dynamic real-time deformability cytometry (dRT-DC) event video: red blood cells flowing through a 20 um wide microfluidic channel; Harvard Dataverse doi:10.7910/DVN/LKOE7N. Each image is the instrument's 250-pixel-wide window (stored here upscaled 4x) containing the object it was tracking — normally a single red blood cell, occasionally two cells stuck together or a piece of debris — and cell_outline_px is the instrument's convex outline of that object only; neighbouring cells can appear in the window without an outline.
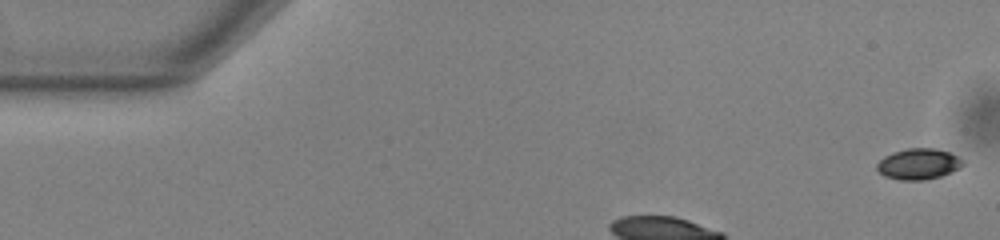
{"species": "common noctule bat (a hibernating species)", "species_latin": "Nyctalus noctula", "temperature_condition": "warm", "stored_images_in_passage": 34, "camera_frame_rate_fps": 3000, "um_per_image_px": 0.085, "animal": {"sex": "male", "body_mass_g": 13.0, "forearm_length_mm": 53.1}, "frame": {"image": 1, "passage_image": 1, "time_ms": 0.0, "image_size_px": [1000, 240], "cell_outline_px": [[964, 164], [960, 168], [952, 172], [940, 176], [924, 180], [900, 180], [884, 176], [876, 168], [876, 164], [884, 156], [892, 152], [908, 148], [932, 148], [948, 152], [956, 156]], "centroid_in_image_um": [78.04, 13.94], "position_along_channel_um": 7.0, "area_um2": 15.37}}
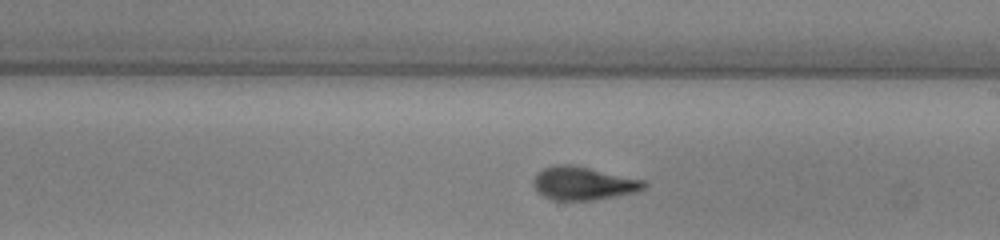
{"frame": {"image": 2, "passage_image": 22, "time_ms": 7.0, "image_size_px": [1000, 240], "cell_outline_px": [[648, 184], [644, 188], [636, 192], [592, 200], [552, 200], [536, 192], [532, 184], [532, 180], [536, 172], [544, 168], [556, 164], [568, 164], [588, 168], [644, 180]], "centroid_in_image_um": [49.51, 15.59], "position_along_channel_um": 239.5, "area_um2": 21.39}}
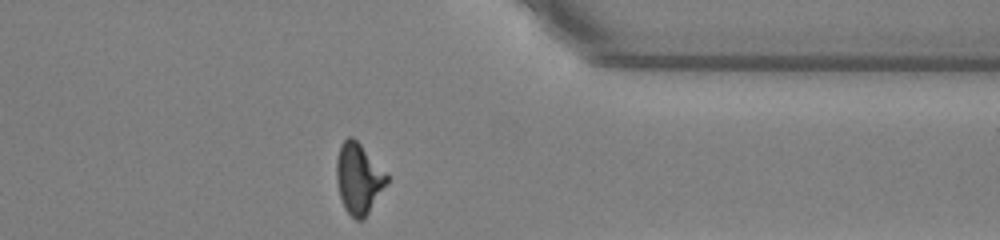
{"frame": {"image": 3, "passage_image": 34, "time_ms": 11.0, "image_size_px": [1000, 240], "cell_outline_px": [[388, 180], [368, 212], [360, 220], [356, 220], [344, 208], [340, 196], [336, 180], [336, 160], [340, 144], [348, 136], [352, 136], [360, 144], [388, 176]], "centroid_in_image_um": [30.43, 15.14], "position_along_channel_um": 381.0, "area_um2": 20.11}, "authors_computed_cell_mechanics": {"area_um2": 20.7502, "velocity_mm_per_s": 3.8198, "shape_relaxation_time_tau1_ms": 3.1689, "shape_relaxation_time_tau2_ms": 1.2493, "deformation_change_tau1": 0.1808, "deformation_change_tau2": 0.0878}}